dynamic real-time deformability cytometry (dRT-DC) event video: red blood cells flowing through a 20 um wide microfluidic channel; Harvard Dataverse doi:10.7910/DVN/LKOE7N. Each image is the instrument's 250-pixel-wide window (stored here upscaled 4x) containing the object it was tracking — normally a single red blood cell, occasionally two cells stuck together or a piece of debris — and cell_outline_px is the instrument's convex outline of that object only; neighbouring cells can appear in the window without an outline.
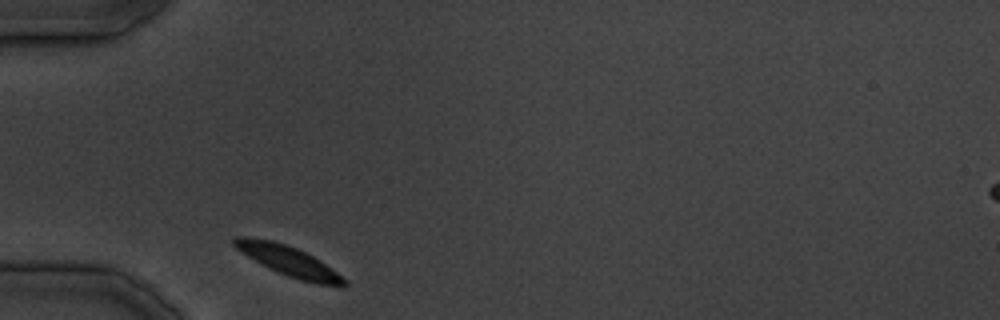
{"species": "common noctule bat (a hibernating species)", "species_latin": "Nyctalus noctula", "temperature_condition": "cold", "stored_images_in_passage": 22, "camera_frame_rate_fps": 3000, "um_per_image_px": 0.085, "animal": {"sex": "male", "body_mass_g": 19.5, "forearm_length_mm": 54.6}, "frame": {"image": 1, "passage_image": 1, "time_ms": 0.0, "image_size_px": [1000, 320], "cell_outline_px": [[348, 284], [344, 288], [316, 284], [300, 280], [288, 276], [268, 268], [248, 256], [236, 248], [232, 244], [232, 240], [236, 236], [248, 236], [272, 240], [296, 248], [320, 260], [348, 280]], "centroid_in_image_um": [24.58, 22.2], "position_along_channel_um": 60.4, "area_um2": 19.36}}
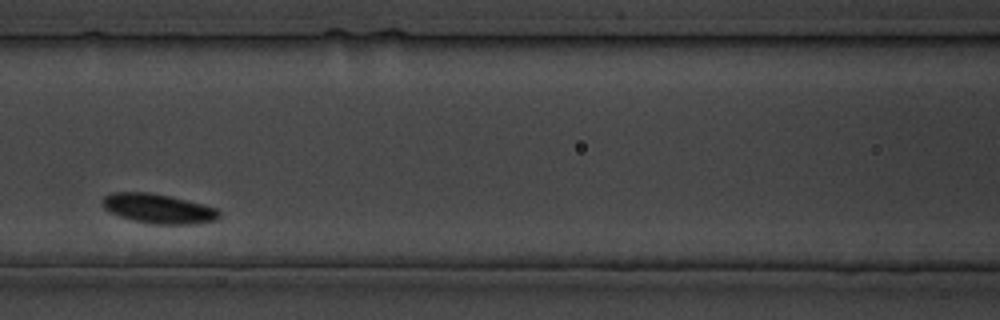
{"frame": {"image": 2, "passage_image": 7, "time_ms": 7.667, "image_size_px": [1000, 320], "cell_outline_px": [[220, 216], [216, 220], [188, 224], [152, 224], [132, 220], [120, 216], [104, 208], [100, 200], [104, 196], [112, 192], [148, 192], [168, 196], [216, 208], [220, 212]], "centroid_in_image_um": [13.41, 17.73], "position_along_channel_um": 153.2, "area_um2": 19.83}}
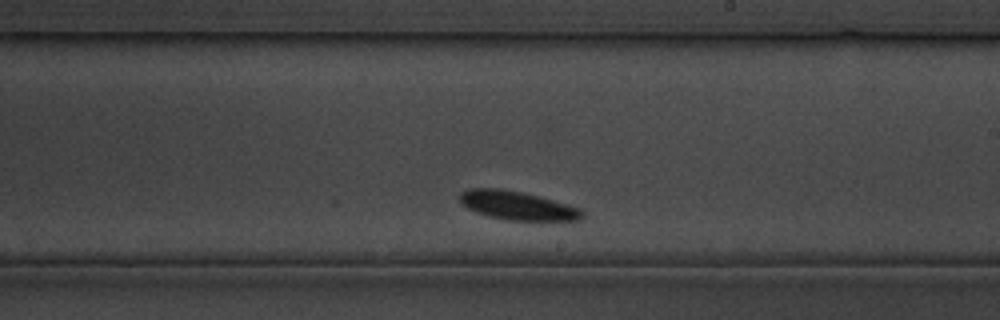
{"frame": {"image": 3, "passage_image": 13, "time_ms": 14.667, "image_size_px": [1000, 320], "cell_outline_px": [[584, 216], [580, 220], [508, 220], [488, 216], [476, 212], [460, 204], [460, 192], [468, 188], [500, 188], [520, 192], [568, 204], [580, 208], [584, 212]], "centroid_in_image_um": [43.95, 17.47], "position_along_channel_um": 245.1, "area_um2": 20.35}}